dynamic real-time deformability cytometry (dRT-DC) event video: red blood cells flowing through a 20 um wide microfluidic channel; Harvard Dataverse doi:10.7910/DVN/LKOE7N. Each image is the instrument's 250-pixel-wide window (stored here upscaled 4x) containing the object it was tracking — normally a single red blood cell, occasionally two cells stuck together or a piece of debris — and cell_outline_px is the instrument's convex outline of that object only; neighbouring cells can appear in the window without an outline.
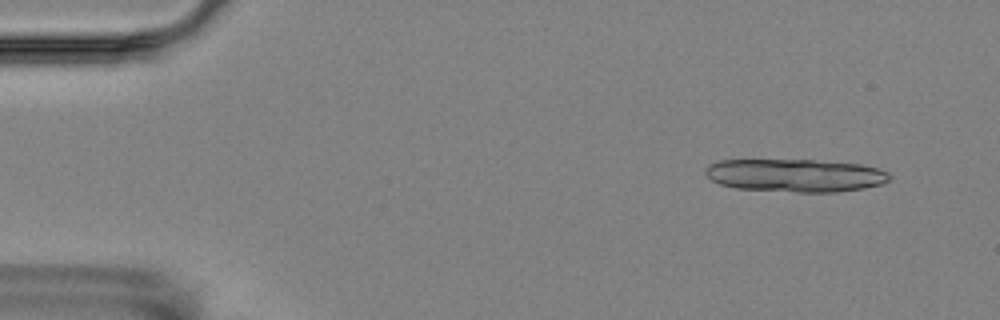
{"species": "Egyptian fruit bat (a non-hibernating species)", "species_latin": "Rousettus aegyptiacus", "temperature_condition": "room temperature", "stored_images_in_passage": 5, "segment_of_instrument_passage": [1, 2], "camera_frame_rate_fps": 3000, "um_per_image_px": 0.085, "animal": {"sex": "female"}, "frame": {"image": 1, "passage_image": 1, "time_ms": 0.0, "image_size_px": [1000, 320], "cell_outline_px": [[892, 176], [888, 180], [880, 184], [864, 188], [836, 192], [796, 192], [736, 188], [720, 184], [712, 180], [704, 172], [708, 164], [720, 160], [812, 160], [860, 164], [876, 168], [888, 172]], "centroid_in_image_um": [67.59, 14.91], "position_along_channel_um": 17.4, "area_um2": 35.26}}